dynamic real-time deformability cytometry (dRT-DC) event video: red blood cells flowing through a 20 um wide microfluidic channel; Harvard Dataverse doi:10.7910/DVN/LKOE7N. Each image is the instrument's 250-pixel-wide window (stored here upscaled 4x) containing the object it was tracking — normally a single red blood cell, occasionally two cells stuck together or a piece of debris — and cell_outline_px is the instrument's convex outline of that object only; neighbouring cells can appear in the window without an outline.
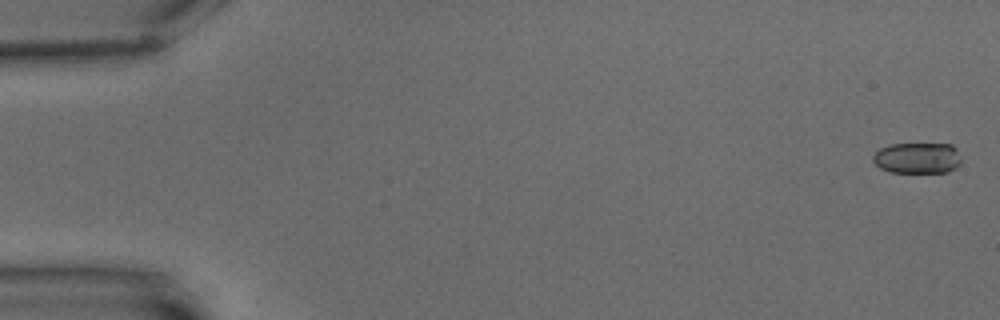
{"species": "common noctule bat (a hibernating species)", "species_latin": "Nyctalus noctula", "temperature_condition": "warm", "stored_images_in_passage": 6, "camera_frame_rate_fps": 3000, "um_per_image_px": 0.085, "animal": {"sex": "male", "body_mass_g": 15.6}, "frame": {"image": 1, "passage_image": 1, "time_ms": 0.0, "image_size_px": [1000, 320], "cell_outline_px": [[960, 164], [956, 168], [948, 172], [888, 172], [880, 168], [872, 160], [872, 156], [880, 148], [892, 144], [952, 144], [956, 148], [960, 160]], "centroid_in_image_um": [77.97, 13.43], "position_along_channel_um": 7.0, "area_um2": 15.95}}
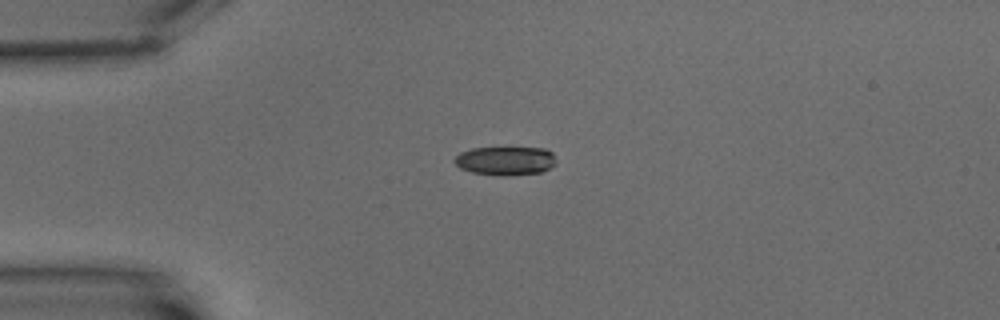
{"frame": {"image": 2, "passage_image": 5, "time_ms": 5.0, "image_size_px": [1000, 320], "cell_outline_px": [[556, 164], [540, 172], [472, 172], [460, 168], [452, 160], [460, 152], [472, 148], [544, 148], [552, 152], [556, 160]], "centroid_in_image_um": [42.95, 13.59], "position_along_channel_um": 42.1, "area_um2": 15.95}}